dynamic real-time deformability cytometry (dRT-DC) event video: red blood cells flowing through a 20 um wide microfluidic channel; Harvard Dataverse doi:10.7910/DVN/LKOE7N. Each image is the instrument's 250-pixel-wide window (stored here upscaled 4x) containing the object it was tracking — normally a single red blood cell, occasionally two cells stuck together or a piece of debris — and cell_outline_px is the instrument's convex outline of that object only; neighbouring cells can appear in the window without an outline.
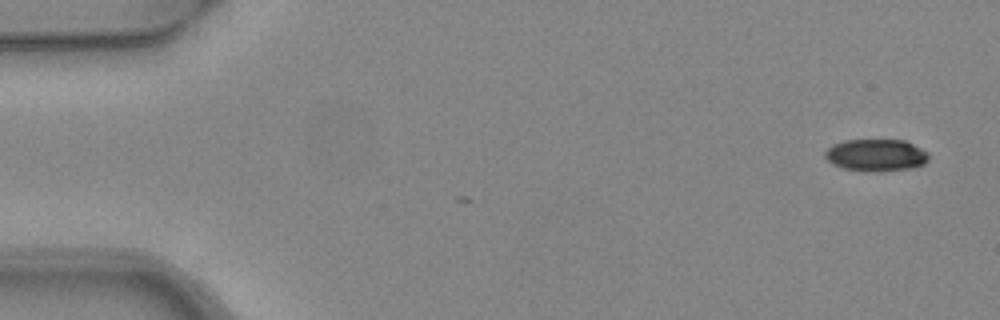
{"species": "common noctule bat (a hibernating species)", "species_latin": "Nyctalus noctula", "temperature_condition": "warm", "stored_images_in_passage": 5, "camera_frame_rate_fps": 3000, "um_per_image_px": 0.085, "animal": {"sex": "female", "body_mass_g": 24.6, "forearm_length_mm": 56.2}, "frame": {"image": 1, "passage_image": 1, "time_ms": 0.0, "image_size_px": [1000, 320], "cell_outline_px": [[928, 160], [924, 164], [912, 168], [880, 172], [864, 172], [844, 168], [832, 164], [824, 156], [824, 152], [832, 144], [844, 140], [904, 140], [928, 152]], "centroid_in_image_um": [74.44, 13.2], "position_along_channel_um": 10.6, "area_um2": 19.59}}
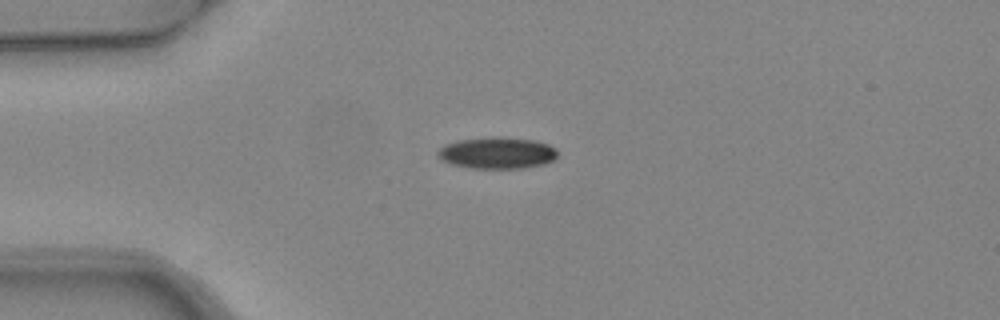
{"frame": {"image": 2, "passage_image": 4, "time_ms": 1.0, "image_size_px": [1000, 320], "cell_outline_px": [[556, 160], [544, 164], [524, 168], [472, 168], [452, 164], [440, 160], [436, 156], [436, 152], [444, 144], [456, 140], [536, 140], [548, 144], [556, 148]], "centroid_in_image_um": [42.24, 13.06], "position_along_channel_um": 42.8, "area_um2": 21.21}}